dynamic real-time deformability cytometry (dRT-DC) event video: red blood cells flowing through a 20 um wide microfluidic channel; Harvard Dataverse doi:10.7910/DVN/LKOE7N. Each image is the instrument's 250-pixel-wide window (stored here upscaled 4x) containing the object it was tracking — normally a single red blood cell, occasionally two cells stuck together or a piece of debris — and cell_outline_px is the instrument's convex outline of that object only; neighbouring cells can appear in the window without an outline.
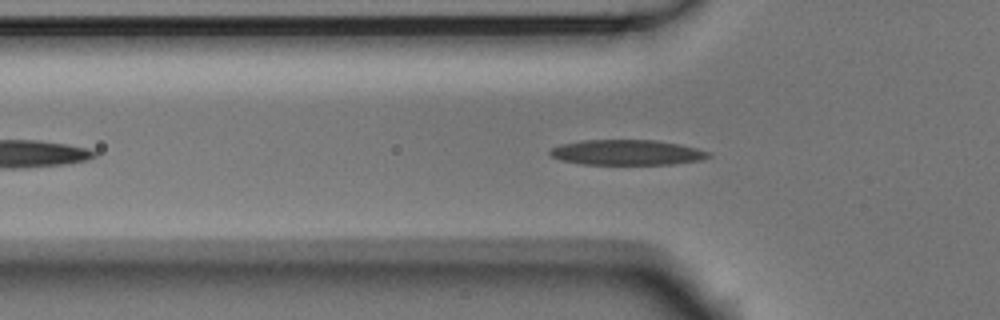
{"species": "Egyptian fruit bat (a non-hibernating species)", "species_latin": "Rousettus aegyptiacus", "temperature_condition": "room temperature", "stored_images_in_passage": 42, "camera_frame_rate_fps": 3000, "um_per_image_px": 0.085, "animal": {"sex": "male"}, "frame": {"image": 1, "passage_image": 9, "time_ms": 2.667, "image_size_px": [1000, 320], "cell_outline_px": [[712, 156], [700, 160], [676, 164], [580, 164], [564, 160], [552, 156], [548, 152], [552, 148], [560, 144], [580, 140], [656, 140], [680, 144], [712, 152]], "centroid_in_image_um": [53.33, 12.95], "position_along_channel_um": 72.5, "area_um2": 23.41}}
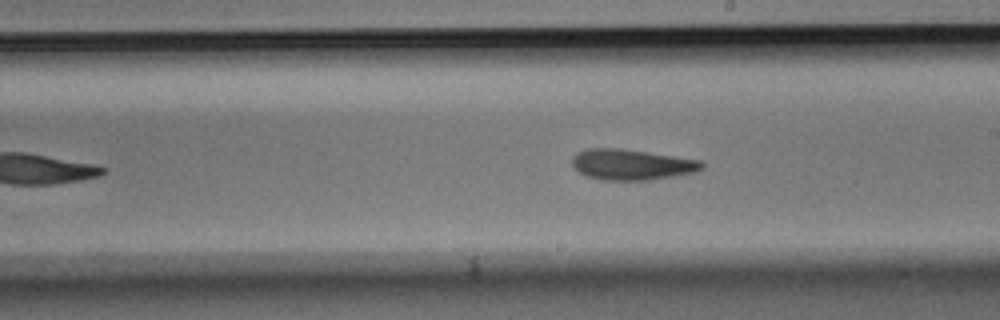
{"frame": {"image": 2, "passage_image": 22, "time_ms": 7.0, "image_size_px": [1000, 320], "cell_outline_px": [[704, 168], [692, 172], [676, 176], [648, 180], [604, 180], [588, 176], [580, 172], [572, 164], [572, 156], [576, 152], [588, 148], [620, 148], [704, 160]], "centroid_in_image_um": [53.71, 13.97], "position_along_channel_um": 235.3, "area_um2": 23.29}}
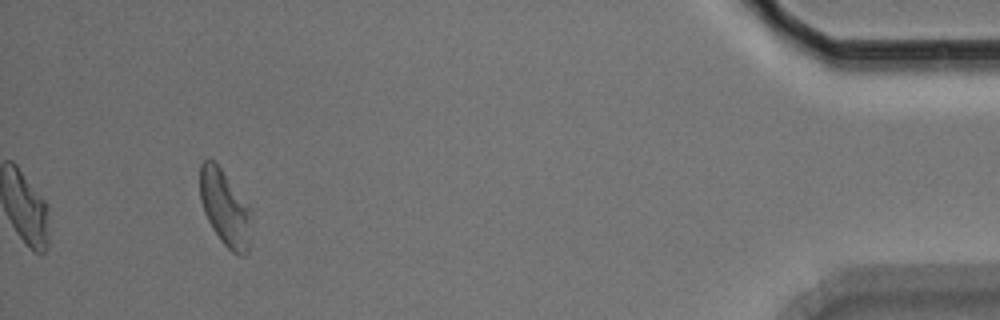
{"frame": {"image": 3, "passage_image": 42, "time_ms": 13.667, "image_size_px": [1000, 320], "cell_outline_px": [[252, 212], [248, 252], [244, 256], [240, 256], [232, 252], [220, 240], [212, 228], [204, 212], [200, 200], [200, 164], [204, 160], [212, 160], [220, 168], [252, 208]], "centroid_in_image_um": [19.14, 17.71], "position_along_channel_um": 416.1, "area_um2": 22.77}, "authors_computed_cell_mechanics": {"area_um2": 22.7732, "velocity_mm_per_s": 3.7375, "shape_relaxation_time_tau1_ms": 4.7931, "shape_relaxation_time_tau2_ms": 4.8548, "deformation_change_tau1": 0.1634, "deformation_change_tau2": 0.1399}}